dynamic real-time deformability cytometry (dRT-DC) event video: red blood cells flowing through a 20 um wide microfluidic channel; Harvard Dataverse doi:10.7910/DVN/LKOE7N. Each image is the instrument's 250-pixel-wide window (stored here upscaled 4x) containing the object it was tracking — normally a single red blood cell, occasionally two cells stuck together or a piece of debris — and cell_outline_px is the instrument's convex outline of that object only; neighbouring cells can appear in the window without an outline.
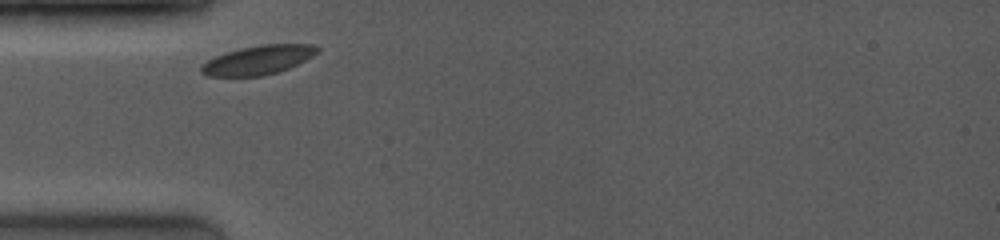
{"species": "common noctule bat (a hibernating species)", "species_latin": "Nyctalus noctula", "temperature_condition": "room temperature", "stored_images_in_passage": 28, "camera_frame_rate_fps": 4000, "um_per_image_px": 0.085, "animal": {"sex": "female", "body_mass_g": 19.0, "forearm_length_mm": 53.3}, "frame": {"image": 1, "passage_image": 1, "time_ms": 0.0, "image_size_px": [1000, 240], "cell_outline_px": [[320, 52], [288, 68], [264, 76], [208, 76], [200, 72], [200, 68], [208, 60], [216, 56], [240, 48], [264, 44], [316, 44], [320, 48]], "centroid_in_image_um": [21.98, 5.09], "position_along_channel_um": 63.0, "area_um2": 19.48}}
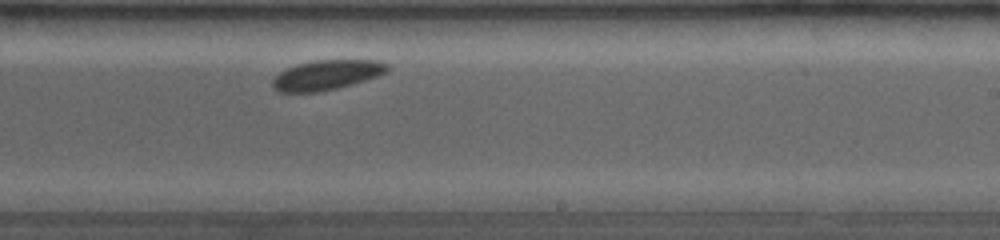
{"frame": {"image": 2, "passage_image": 18, "time_ms": 5.25, "image_size_px": [1000, 240], "cell_outline_px": [[392, 68], [376, 76], [352, 84], [336, 88], [316, 92], [280, 92], [272, 88], [272, 80], [280, 72], [296, 64], [312, 60], [380, 60], [388, 64]], "centroid_in_image_um": [27.76, 6.36], "position_along_channel_um": 261.2, "area_um2": 19.88}}
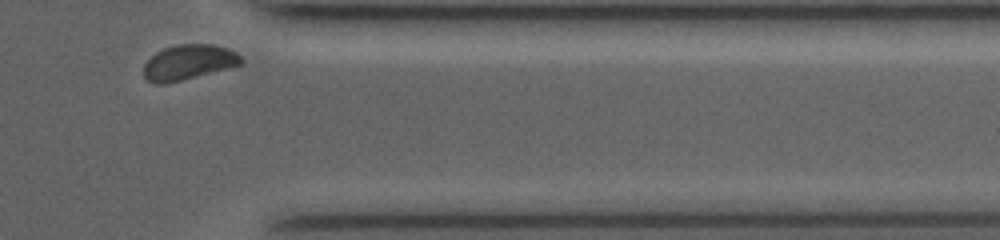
{"frame": {"image": 3, "passage_image": 28, "time_ms": 8.75, "image_size_px": [1000, 240], "cell_outline_px": [[244, 60], [240, 64], [228, 68], [164, 84], [152, 84], [144, 80], [144, 64], [156, 52], [164, 48], [176, 44], [212, 44], [228, 48], [236, 52]], "centroid_in_image_um": [15.99, 5.29], "position_along_channel_um": 395.4, "area_um2": 19.88}, "authors_computed_cell_mechanics": {"area_um2": 19.9699, "velocity_mm_per_s": 3.8226, "shape_relaxation_time_tau1_ms": 0.8027, "shape_relaxation_time_tau2_ms": null, "deformation_change_tau1": 0.0381, "deformation_change_tau2": null}}